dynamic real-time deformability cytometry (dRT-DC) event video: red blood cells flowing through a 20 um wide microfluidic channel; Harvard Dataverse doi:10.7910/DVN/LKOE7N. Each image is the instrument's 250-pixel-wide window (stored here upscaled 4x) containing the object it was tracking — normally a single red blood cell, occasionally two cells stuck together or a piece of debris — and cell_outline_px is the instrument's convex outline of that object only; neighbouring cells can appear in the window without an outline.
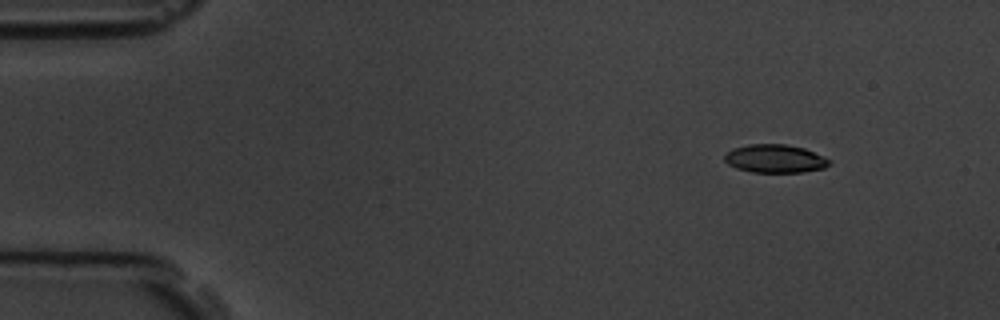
{"species": "common noctule bat (a hibernating species)", "species_latin": "Nyctalus noctula", "temperature_condition": "room temperature", "stored_images_in_passage": 5, "camera_frame_rate_fps": 3000, "um_per_image_px": 0.085, "animal": {"sex": "male", "body_mass_g": 19.5, "forearm_length_mm": 54.6}, "frame": {"image": 1, "passage_image": 2, "time_ms": 1.333, "image_size_px": [1000, 320], "cell_outline_px": [[832, 164], [824, 168], [804, 172], [752, 172], [736, 168], [728, 164], [724, 160], [724, 152], [732, 148], [748, 144], [784, 144], [804, 148], [824, 156], [832, 160]], "centroid_in_image_um": [65.88, 13.48], "position_along_channel_um": 19.1, "area_um2": 17.51}}
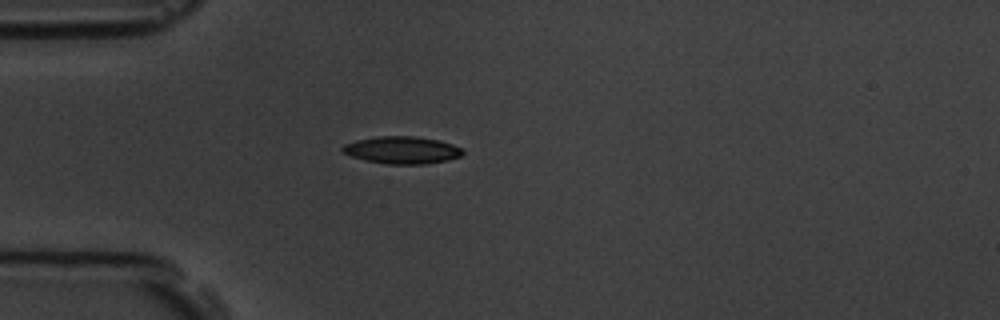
{"frame": {"image": 2, "passage_image": 4, "time_ms": 4.333, "image_size_px": [1000, 320], "cell_outline_px": [[464, 152], [460, 156], [448, 160], [424, 164], [388, 164], [364, 160], [340, 152], [340, 148], [344, 144], [356, 140], [376, 136], [416, 136], [440, 140], [452, 144], [460, 148]], "centroid_in_image_um": [34.13, 12.75], "position_along_channel_um": 50.9, "area_um2": 19.25}}